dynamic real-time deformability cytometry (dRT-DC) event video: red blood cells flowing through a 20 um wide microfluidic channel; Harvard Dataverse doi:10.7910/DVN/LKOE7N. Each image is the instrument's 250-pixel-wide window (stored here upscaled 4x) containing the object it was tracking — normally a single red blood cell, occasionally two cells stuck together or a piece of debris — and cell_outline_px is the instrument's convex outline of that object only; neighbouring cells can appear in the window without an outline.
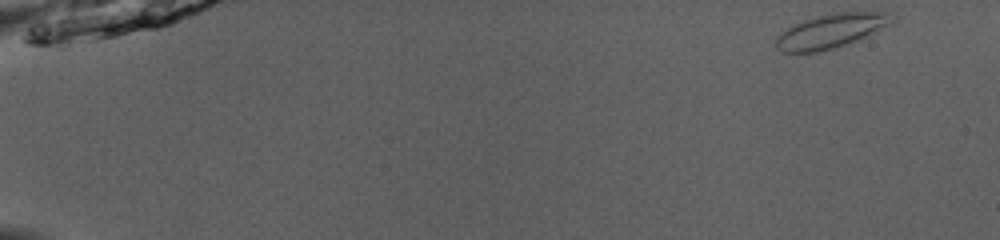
{"species": "common noctule bat (a hibernating species)", "species_latin": "Nyctalus noctula", "temperature_condition": "room temperature", "stored_images_in_passage": 49, "camera_frame_rate_fps": 3000, "um_per_image_px": 0.085, "animal": {"sex": "male", "body_mass_g": 13.0, "forearm_length_mm": 53.1}, "frame": {"image": 1, "passage_image": 1, "time_ms": 0.0, "image_size_px": [1000, 240], "cell_outline_px": [[896, 16], [892, 24], [856, 40], [832, 48], [816, 52], [780, 52], [772, 44], [776, 36], [780, 32], [804, 20], [820, 16], [840, 12], [888, 12]], "centroid_in_image_um": [70.61, 2.64], "position_along_channel_um": 14.4, "area_um2": 22.89}}
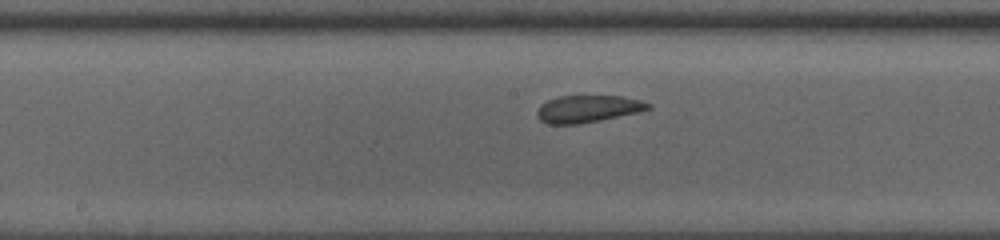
{"frame": {"image": 2, "passage_image": 26, "time_ms": 8.333, "image_size_px": [1000, 240], "cell_outline_px": [[652, 108], [640, 112], [580, 124], [548, 124], [540, 120], [536, 116], [536, 112], [540, 104], [548, 100], [560, 96], [620, 96], [640, 100], [652, 104]], "centroid_in_image_um": [49.96, 9.25], "position_along_channel_um": 198.2, "area_um2": 17.69}}
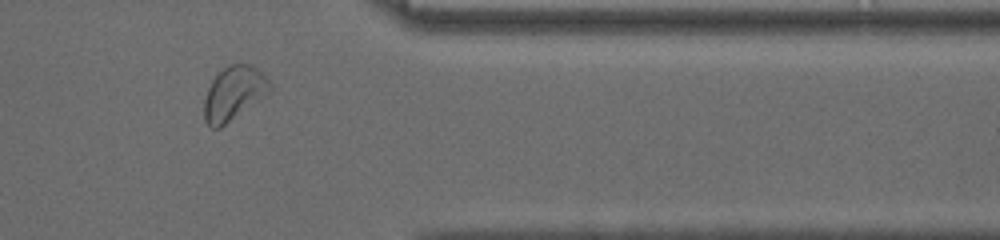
{"frame": {"image": 3, "passage_image": 41, "time_ms": 13.333, "image_size_px": [1000, 240], "cell_outline_px": [[272, 92], [220, 128], [212, 128], [204, 120], [204, 100], [208, 88], [216, 72], [228, 64], [248, 64], [256, 68], [268, 80], [272, 88]], "centroid_in_image_um": [19.87, 7.93], "position_along_channel_um": 391.5, "area_um2": 20.75}, "authors_computed_cell_mechanics": {"area_um2": 20.4034, "velocity_mm_per_s": 4.0267, "shape_relaxation_time_tau1_ms": 11.0521, "shape_relaxation_time_tau2_ms": null, "deformation_change_tau1": 0.1981, "deformation_change_tau2": null}}